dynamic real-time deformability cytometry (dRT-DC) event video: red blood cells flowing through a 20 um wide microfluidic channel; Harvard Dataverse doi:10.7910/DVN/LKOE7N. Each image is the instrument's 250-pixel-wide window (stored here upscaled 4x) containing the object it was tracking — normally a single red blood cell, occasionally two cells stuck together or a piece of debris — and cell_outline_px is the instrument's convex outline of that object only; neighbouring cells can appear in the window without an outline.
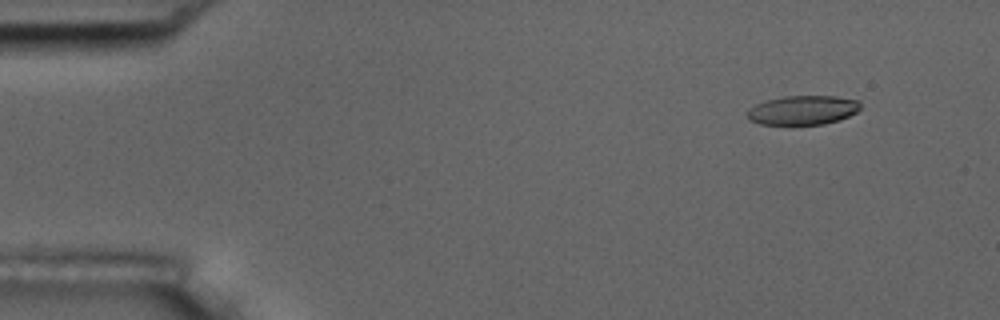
{"species": "common noctule bat (a hibernating species)", "species_latin": "Nyctalus noctula", "temperature_condition": "room temperature", "stored_images_in_passage": 4, "camera_frame_rate_fps": 3000, "um_per_image_px": 0.085, "animal": {"sex": "male", "body_mass_g": 17.5, "forearm_length_mm": 52.3}, "frame": {"image": 1, "passage_image": 1, "time_ms": 0.0, "image_size_px": [1000, 320], "cell_outline_px": [[860, 108], [856, 112], [840, 120], [824, 124], [792, 128], [760, 124], [748, 120], [748, 108], [756, 104], [768, 100], [784, 96], [836, 96], [860, 100]], "centroid_in_image_um": [68.21, 9.42], "position_along_channel_um": 16.8, "area_um2": 20.17}}
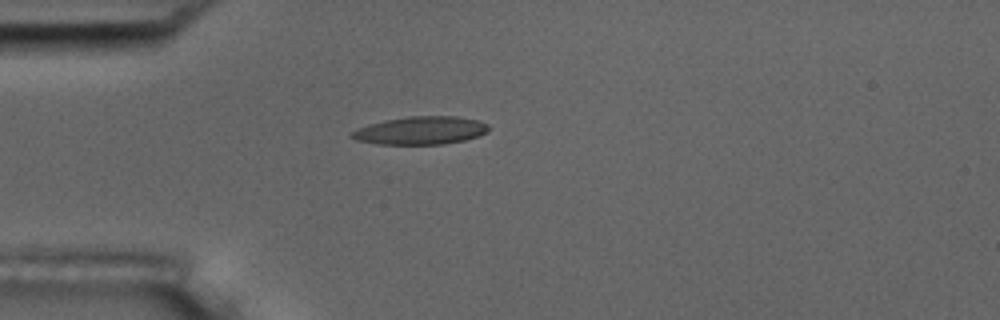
{"frame": {"image": 2, "passage_image": 4, "time_ms": 3.333, "image_size_px": [1000, 320], "cell_outline_px": [[488, 132], [480, 136], [464, 140], [444, 144], [376, 144], [356, 140], [352, 136], [352, 132], [368, 124], [384, 120], [408, 116], [456, 116], [480, 120], [488, 124]], "centroid_in_image_um": [35.81, 11.08], "position_along_channel_um": 49.2, "area_um2": 22.37}}